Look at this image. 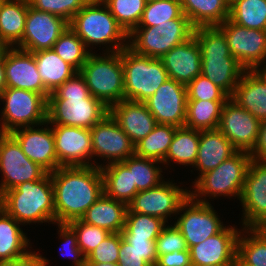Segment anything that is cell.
<instances>
[{
  "label": "cell",
  "instance_id": "cell-35",
  "mask_svg": "<svg viewBox=\"0 0 266 266\" xmlns=\"http://www.w3.org/2000/svg\"><path fill=\"white\" fill-rule=\"evenodd\" d=\"M241 230L236 259L244 266H266V233L261 228L243 227Z\"/></svg>",
  "mask_w": 266,
  "mask_h": 266
},
{
  "label": "cell",
  "instance_id": "cell-13",
  "mask_svg": "<svg viewBox=\"0 0 266 266\" xmlns=\"http://www.w3.org/2000/svg\"><path fill=\"white\" fill-rule=\"evenodd\" d=\"M217 27L224 33L231 55L245 70L266 65V30L248 29L230 19Z\"/></svg>",
  "mask_w": 266,
  "mask_h": 266
},
{
  "label": "cell",
  "instance_id": "cell-23",
  "mask_svg": "<svg viewBox=\"0 0 266 266\" xmlns=\"http://www.w3.org/2000/svg\"><path fill=\"white\" fill-rule=\"evenodd\" d=\"M4 65L7 87L37 92L48 99L50 92L41 81L32 53L10 47L4 55Z\"/></svg>",
  "mask_w": 266,
  "mask_h": 266
},
{
  "label": "cell",
  "instance_id": "cell-50",
  "mask_svg": "<svg viewBox=\"0 0 266 266\" xmlns=\"http://www.w3.org/2000/svg\"><path fill=\"white\" fill-rule=\"evenodd\" d=\"M57 225L59 228V238L63 239V244H61L60 246V253H62V255H65L63 254V252H65V257H70L73 260L72 262L74 266H85L86 258L82 254L77 244V235L74 230L68 224Z\"/></svg>",
  "mask_w": 266,
  "mask_h": 266
},
{
  "label": "cell",
  "instance_id": "cell-16",
  "mask_svg": "<svg viewBox=\"0 0 266 266\" xmlns=\"http://www.w3.org/2000/svg\"><path fill=\"white\" fill-rule=\"evenodd\" d=\"M68 26L64 18L28 6L23 38L15 47L30 53L52 49Z\"/></svg>",
  "mask_w": 266,
  "mask_h": 266
},
{
  "label": "cell",
  "instance_id": "cell-62",
  "mask_svg": "<svg viewBox=\"0 0 266 266\" xmlns=\"http://www.w3.org/2000/svg\"><path fill=\"white\" fill-rule=\"evenodd\" d=\"M5 0H0V9L2 7V5L4 4Z\"/></svg>",
  "mask_w": 266,
  "mask_h": 266
},
{
  "label": "cell",
  "instance_id": "cell-46",
  "mask_svg": "<svg viewBox=\"0 0 266 266\" xmlns=\"http://www.w3.org/2000/svg\"><path fill=\"white\" fill-rule=\"evenodd\" d=\"M188 100L227 101L230 96L210 79L200 74L187 85Z\"/></svg>",
  "mask_w": 266,
  "mask_h": 266
},
{
  "label": "cell",
  "instance_id": "cell-42",
  "mask_svg": "<svg viewBox=\"0 0 266 266\" xmlns=\"http://www.w3.org/2000/svg\"><path fill=\"white\" fill-rule=\"evenodd\" d=\"M176 18H187L183 14L180 0H150L146 3L137 27H155Z\"/></svg>",
  "mask_w": 266,
  "mask_h": 266
},
{
  "label": "cell",
  "instance_id": "cell-15",
  "mask_svg": "<svg viewBox=\"0 0 266 266\" xmlns=\"http://www.w3.org/2000/svg\"><path fill=\"white\" fill-rule=\"evenodd\" d=\"M55 151L61 167L96 166L93 158L90 129L65 125H52Z\"/></svg>",
  "mask_w": 266,
  "mask_h": 266
},
{
  "label": "cell",
  "instance_id": "cell-22",
  "mask_svg": "<svg viewBox=\"0 0 266 266\" xmlns=\"http://www.w3.org/2000/svg\"><path fill=\"white\" fill-rule=\"evenodd\" d=\"M240 229L227 226L221 232L192 246V265H234L237 255V240Z\"/></svg>",
  "mask_w": 266,
  "mask_h": 266
},
{
  "label": "cell",
  "instance_id": "cell-57",
  "mask_svg": "<svg viewBox=\"0 0 266 266\" xmlns=\"http://www.w3.org/2000/svg\"><path fill=\"white\" fill-rule=\"evenodd\" d=\"M10 47L7 45V43L1 38L0 36V56L5 55L6 51L9 49Z\"/></svg>",
  "mask_w": 266,
  "mask_h": 266
},
{
  "label": "cell",
  "instance_id": "cell-10",
  "mask_svg": "<svg viewBox=\"0 0 266 266\" xmlns=\"http://www.w3.org/2000/svg\"><path fill=\"white\" fill-rule=\"evenodd\" d=\"M0 100L4 104L0 118L4 133L23 127H40L47 121L48 99L40 93L6 87Z\"/></svg>",
  "mask_w": 266,
  "mask_h": 266
},
{
  "label": "cell",
  "instance_id": "cell-8",
  "mask_svg": "<svg viewBox=\"0 0 266 266\" xmlns=\"http://www.w3.org/2000/svg\"><path fill=\"white\" fill-rule=\"evenodd\" d=\"M125 99L144 102L169 78L160 58L135 53L128 46L121 50Z\"/></svg>",
  "mask_w": 266,
  "mask_h": 266
},
{
  "label": "cell",
  "instance_id": "cell-27",
  "mask_svg": "<svg viewBox=\"0 0 266 266\" xmlns=\"http://www.w3.org/2000/svg\"><path fill=\"white\" fill-rule=\"evenodd\" d=\"M238 150L219 130H201L198 154L194 168L199 171L197 179L206 172L217 168Z\"/></svg>",
  "mask_w": 266,
  "mask_h": 266
},
{
  "label": "cell",
  "instance_id": "cell-3",
  "mask_svg": "<svg viewBox=\"0 0 266 266\" xmlns=\"http://www.w3.org/2000/svg\"><path fill=\"white\" fill-rule=\"evenodd\" d=\"M193 35L201 50V74L231 97L245 69L231 55L224 33L217 26H201Z\"/></svg>",
  "mask_w": 266,
  "mask_h": 266
},
{
  "label": "cell",
  "instance_id": "cell-37",
  "mask_svg": "<svg viewBox=\"0 0 266 266\" xmlns=\"http://www.w3.org/2000/svg\"><path fill=\"white\" fill-rule=\"evenodd\" d=\"M175 131V126L157 124L146 137L135 145V155L163 162Z\"/></svg>",
  "mask_w": 266,
  "mask_h": 266
},
{
  "label": "cell",
  "instance_id": "cell-41",
  "mask_svg": "<svg viewBox=\"0 0 266 266\" xmlns=\"http://www.w3.org/2000/svg\"><path fill=\"white\" fill-rule=\"evenodd\" d=\"M166 225V222L158 217L127 212L122 236L155 241Z\"/></svg>",
  "mask_w": 266,
  "mask_h": 266
},
{
  "label": "cell",
  "instance_id": "cell-61",
  "mask_svg": "<svg viewBox=\"0 0 266 266\" xmlns=\"http://www.w3.org/2000/svg\"><path fill=\"white\" fill-rule=\"evenodd\" d=\"M261 229L266 233V223L261 227Z\"/></svg>",
  "mask_w": 266,
  "mask_h": 266
},
{
  "label": "cell",
  "instance_id": "cell-9",
  "mask_svg": "<svg viewBox=\"0 0 266 266\" xmlns=\"http://www.w3.org/2000/svg\"><path fill=\"white\" fill-rule=\"evenodd\" d=\"M194 29L188 18L172 19L155 27H136L128 35V47L137 54L161 58L191 38Z\"/></svg>",
  "mask_w": 266,
  "mask_h": 266
},
{
  "label": "cell",
  "instance_id": "cell-1",
  "mask_svg": "<svg viewBox=\"0 0 266 266\" xmlns=\"http://www.w3.org/2000/svg\"><path fill=\"white\" fill-rule=\"evenodd\" d=\"M50 174L54 189L55 224L81 219L104 193L100 167H59Z\"/></svg>",
  "mask_w": 266,
  "mask_h": 266
},
{
  "label": "cell",
  "instance_id": "cell-12",
  "mask_svg": "<svg viewBox=\"0 0 266 266\" xmlns=\"http://www.w3.org/2000/svg\"><path fill=\"white\" fill-rule=\"evenodd\" d=\"M216 213L211 203L196 201L190 195L182 203L177 213L180 216L174 224L181 231L189 249L226 227Z\"/></svg>",
  "mask_w": 266,
  "mask_h": 266
},
{
  "label": "cell",
  "instance_id": "cell-32",
  "mask_svg": "<svg viewBox=\"0 0 266 266\" xmlns=\"http://www.w3.org/2000/svg\"><path fill=\"white\" fill-rule=\"evenodd\" d=\"M45 88L52 93L77 71L62 60L52 49L32 53Z\"/></svg>",
  "mask_w": 266,
  "mask_h": 266
},
{
  "label": "cell",
  "instance_id": "cell-63",
  "mask_svg": "<svg viewBox=\"0 0 266 266\" xmlns=\"http://www.w3.org/2000/svg\"><path fill=\"white\" fill-rule=\"evenodd\" d=\"M4 134V131L2 130V128L0 127V137Z\"/></svg>",
  "mask_w": 266,
  "mask_h": 266
},
{
  "label": "cell",
  "instance_id": "cell-51",
  "mask_svg": "<svg viewBox=\"0 0 266 266\" xmlns=\"http://www.w3.org/2000/svg\"><path fill=\"white\" fill-rule=\"evenodd\" d=\"M155 266H192L190 250L166 253L157 258Z\"/></svg>",
  "mask_w": 266,
  "mask_h": 266
},
{
  "label": "cell",
  "instance_id": "cell-30",
  "mask_svg": "<svg viewBox=\"0 0 266 266\" xmlns=\"http://www.w3.org/2000/svg\"><path fill=\"white\" fill-rule=\"evenodd\" d=\"M183 14L196 27L217 26L229 18L227 0H180Z\"/></svg>",
  "mask_w": 266,
  "mask_h": 266
},
{
  "label": "cell",
  "instance_id": "cell-48",
  "mask_svg": "<svg viewBox=\"0 0 266 266\" xmlns=\"http://www.w3.org/2000/svg\"><path fill=\"white\" fill-rule=\"evenodd\" d=\"M157 258L156 251H138L123 238L121 233L118 261L120 266H155Z\"/></svg>",
  "mask_w": 266,
  "mask_h": 266
},
{
  "label": "cell",
  "instance_id": "cell-24",
  "mask_svg": "<svg viewBox=\"0 0 266 266\" xmlns=\"http://www.w3.org/2000/svg\"><path fill=\"white\" fill-rule=\"evenodd\" d=\"M160 59L168 77L186 86L201 74V50L194 35L173 47Z\"/></svg>",
  "mask_w": 266,
  "mask_h": 266
},
{
  "label": "cell",
  "instance_id": "cell-47",
  "mask_svg": "<svg viewBox=\"0 0 266 266\" xmlns=\"http://www.w3.org/2000/svg\"><path fill=\"white\" fill-rule=\"evenodd\" d=\"M121 247V233H110L99 245L86 257L85 262L117 263Z\"/></svg>",
  "mask_w": 266,
  "mask_h": 266
},
{
  "label": "cell",
  "instance_id": "cell-60",
  "mask_svg": "<svg viewBox=\"0 0 266 266\" xmlns=\"http://www.w3.org/2000/svg\"><path fill=\"white\" fill-rule=\"evenodd\" d=\"M260 70H261V71L265 74V76H266V65L263 66Z\"/></svg>",
  "mask_w": 266,
  "mask_h": 266
},
{
  "label": "cell",
  "instance_id": "cell-26",
  "mask_svg": "<svg viewBox=\"0 0 266 266\" xmlns=\"http://www.w3.org/2000/svg\"><path fill=\"white\" fill-rule=\"evenodd\" d=\"M260 122L266 119V76L260 70H244L230 97Z\"/></svg>",
  "mask_w": 266,
  "mask_h": 266
},
{
  "label": "cell",
  "instance_id": "cell-11",
  "mask_svg": "<svg viewBox=\"0 0 266 266\" xmlns=\"http://www.w3.org/2000/svg\"><path fill=\"white\" fill-rule=\"evenodd\" d=\"M0 196L7 190L27 181H39L48 172L40 165L31 161L22 151L20 144L10 134L0 137Z\"/></svg>",
  "mask_w": 266,
  "mask_h": 266
},
{
  "label": "cell",
  "instance_id": "cell-21",
  "mask_svg": "<svg viewBox=\"0 0 266 266\" xmlns=\"http://www.w3.org/2000/svg\"><path fill=\"white\" fill-rule=\"evenodd\" d=\"M46 125V127H45ZM46 121L41 128L23 127L12 131L10 134L20 144L24 154L33 162L40 165L48 173L61 167L55 151V139L51 124Z\"/></svg>",
  "mask_w": 266,
  "mask_h": 266
},
{
  "label": "cell",
  "instance_id": "cell-4",
  "mask_svg": "<svg viewBox=\"0 0 266 266\" xmlns=\"http://www.w3.org/2000/svg\"><path fill=\"white\" fill-rule=\"evenodd\" d=\"M0 207L20 224L55 223L54 189L51 174L27 181L0 196ZM27 223V224H26Z\"/></svg>",
  "mask_w": 266,
  "mask_h": 266
},
{
  "label": "cell",
  "instance_id": "cell-53",
  "mask_svg": "<svg viewBox=\"0 0 266 266\" xmlns=\"http://www.w3.org/2000/svg\"><path fill=\"white\" fill-rule=\"evenodd\" d=\"M250 156L254 161L266 162V119L260 123L258 138Z\"/></svg>",
  "mask_w": 266,
  "mask_h": 266
},
{
  "label": "cell",
  "instance_id": "cell-44",
  "mask_svg": "<svg viewBox=\"0 0 266 266\" xmlns=\"http://www.w3.org/2000/svg\"><path fill=\"white\" fill-rule=\"evenodd\" d=\"M68 225L77 235V244L86 258L109 234L107 230L85 223L81 219L73 220Z\"/></svg>",
  "mask_w": 266,
  "mask_h": 266
},
{
  "label": "cell",
  "instance_id": "cell-14",
  "mask_svg": "<svg viewBox=\"0 0 266 266\" xmlns=\"http://www.w3.org/2000/svg\"><path fill=\"white\" fill-rule=\"evenodd\" d=\"M190 190L183 189L171 181H162L158 186L139 191L128 204L127 212L158 217L168 223V217L177 215Z\"/></svg>",
  "mask_w": 266,
  "mask_h": 266
},
{
  "label": "cell",
  "instance_id": "cell-40",
  "mask_svg": "<svg viewBox=\"0 0 266 266\" xmlns=\"http://www.w3.org/2000/svg\"><path fill=\"white\" fill-rule=\"evenodd\" d=\"M52 50L66 63L72 66L77 72L81 70L92 53L84 42L68 26L52 47Z\"/></svg>",
  "mask_w": 266,
  "mask_h": 266
},
{
  "label": "cell",
  "instance_id": "cell-2",
  "mask_svg": "<svg viewBox=\"0 0 266 266\" xmlns=\"http://www.w3.org/2000/svg\"><path fill=\"white\" fill-rule=\"evenodd\" d=\"M107 114L109 108L90 94L85 79L79 72L48 97L47 121L51 125L91 129Z\"/></svg>",
  "mask_w": 266,
  "mask_h": 266
},
{
  "label": "cell",
  "instance_id": "cell-31",
  "mask_svg": "<svg viewBox=\"0 0 266 266\" xmlns=\"http://www.w3.org/2000/svg\"><path fill=\"white\" fill-rule=\"evenodd\" d=\"M100 168L104 193L128 205L138 192L136 184H133L132 172L122 162L101 164Z\"/></svg>",
  "mask_w": 266,
  "mask_h": 266
},
{
  "label": "cell",
  "instance_id": "cell-7",
  "mask_svg": "<svg viewBox=\"0 0 266 266\" xmlns=\"http://www.w3.org/2000/svg\"><path fill=\"white\" fill-rule=\"evenodd\" d=\"M103 51L100 55L92 52L79 73L85 79L90 94L110 108L125 99L124 70L121 51Z\"/></svg>",
  "mask_w": 266,
  "mask_h": 266
},
{
  "label": "cell",
  "instance_id": "cell-18",
  "mask_svg": "<svg viewBox=\"0 0 266 266\" xmlns=\"http://www.w3.org/2000/svg\"><path fill=\"white\" fill-rule=\"evenodd\" d=\"M93 158H105L107 164L122 162L135 155V145L120 128L116 120L107 114L91 129Z\"/></svg>",
  "mask_w": 266,
  "mask_h": 266
},
{
  "label": "cell",
  "instance_id": "cell-17",
  "mask_svg": "<svg viewBox=\"0 0 266 266\" xmlns=\"http://www.w3.org/2000/svg\"><path fill=\"white\" fill-rule=\"evenodd\" d=\"M187 100V86L168 78L144 104L157 124L183 127Z\"/></svg>",
  "mask_w": 266,
  "mask_h": 266
},
{
  "label": "cell",
  "instance_id": "cell-19",
  "mask_svg": "<svg viewBox=\"0 0 266 266\" xmlns=\"http://www.w3.org/2000/svg\"><path fill=\"white\" fill-rule=\"evenodd\" d=\"M240 203L242 227L261 228L266 223V162H250Z\"/></svg>",
  "mask_w": 266,
  "mask_h": 266
},
{
  "label": "cell",
  "instance_id": "cell-34",
  "mask_svg": "<svg viewBox=\"0 0 266 266\" xmlns=\"http://www.w3.org/2000/svg\"><path fill=\"white\" fill-rule=\"evenodd\" d=\"M199 139L200 130L185 126L176 127L172 142L162 162L164 167L167 168V165H170L169 163L174 162L183 166H192L193 168L198 154Z\"/></svg>",
  "mask_w": 266,
  "mask_h": 266
},
{
  "label": "cell",
  "instance_id": "cell-6",
  "mask_svg": "<svg viewBox=\"0 0 266 266\" xmlns=\"http://www.w3.org/2000/svg\"><path fill=\"white\" fill-rule=\"evenodd\" d=\"M252 158L249 152L237 151L217 168L195 179L190 196L196 201L209 203V197H237L240 200L248 167ZM195 189V190H194ZM207 196V197H206ZM204 198V199H202Z\"/></svg>",
  "mask_w": 266,
  "mask_h": 266
},
{
  "label": "cell",
  "instance_id": "cell-43",
  "mask_svg": "<svg viewBox=\"0 0 266 266\" xmlns=\"http://www.w3.org/2000/svg\"><path fill=\"white\" fill-rule=\"evenodd\" d=\"M129 35L139 24L147 0H102Z\"/></svg>",
  "mask_w": 266,
  "mask_h": 266
},
{
  "label": "cell",
  "instance_id": "cell-58",
  "mask_svg": "<svg viewBox=\"0 0 266 266\" xmlns=\"http://www.w3.org/2000/svg\"><path fill=\"white\" fill-rule=\"evenodd\" d=\"M192 266H234V265H192Z\"/></svg>",
  "mask_w": 266,
  "mask_h": 266
},
{
  "label": "cell",
  "instance_id": "cell-29",
  "mask_svg": "<svg viewBox=\"0 0 266 266\" xmlns=\"http://www.w3.org/2000/svg\"><path fill=\"white\" fill-rule=\"evenodd\" d=\"M20 224L0 207V263L21 258L28 254L30 240Z\"/></svg>",
  "mask_w": 266,
  "mask_h": 266
},
{
  "label": "cell",
  "instance_id": "cell-59",
  "mask_svg": "<svg viewBox=\"0 0 266 266\" xmlns=\"http://www.w3.org/2000/svg\"><path fill=\"white\" fill-rule=\"evenodd\" d=\"M234 266H244V265H242V264L236 259Z\"/></svg>",
  "mask_w": 266,
  "mask_h": 266
},
{
  "label": "cell",
  "instance_id": "cell-25",
  "mask_svg": "<svg viewBox=\"0 0 266 266\" xmlns=\"http://www.w3.org/2000/svg\"><path fill=\"white\" fill-rule=\"evenodd\" d=\"M109 113L134 145L146 137L157 125L144 102L123 99L112 105Z\"/></svg>",
  "mask_w": 266,
  "mask_h": 266
},
{
  "label": "cell",
  "instance_id": "cell-39",
  "mask_svg": "<svg viewBox=\"0 0 266 266\" xmlns=\"http://www.w3.org/2000/svg\"><path fill=\"white\" fill-rule=\"evenodd\" d=\"M122 163L132 172L138 192L154 188L164 181L162 167L158 165L162 163L160 161L133 155Z\"/></svg>",
  "mask_w": 266,
  "mask_h": 266
},
{
  "label": "cell",
  "instance_id": "cell-55",
  "mask_svg": "<svg viewBox=\"0 0 266 266\" xmlns=\"http://www.w3.org/2000/svg\"><path fill=\"white\" fill-rule=\"evenodd\" d=\"M6 78H5V65H4V55L0 56V94L6 88Z\"/></svg>",
  "mask_w": 266,
  "mask_h": 266
},
{
  "label": "cell",
  "instance_id": "cell-56",
  "mask_svg": "<svg viewBox=\"0 0 266 266\" xmlns=\"http://www.w3.org/2000/svg\"><path fill=\"white\" fill-rule=\"evenodd\" d=\"M85 266H120V264L117 263H96V262H85Z\"/></svg>",
  "mask_w": 266,
  "mask_h": 266
},
{
  "label": "cell",
  "instance_id": "cell-36",
  "mask_svg": "<svg viewBox=\"0 0 266 266\" xmlns=\"http://www.w3.org/2000/svg\"><path fill=\"white\" fill-rule=\"evenodd\" d=\"M226 101L187 100L185 127L196 130H215L219 127Z\"/></svg>",
  "mask_w": 266,
  "mask_h": 266
},
{
  "label": "cell",
  "instance_id": "cell-38",
  "mask_svg": "<svg viewBox=\"0 0 266 266\" xmlns=\"http://www.w3.org/2000/svg\"><path fill=\"white\" fill-rule=\"evenodd\" d=\"M228 19L248 29L266 30V0H233Z\"/></svg>",
  "mask_w": 266,
  "mask_h": 266
},
{
  "label": "cell",
  "instance_id": "cell-5",
  "mask_svg": "<svg viewBox=\"0 0 266 266\" xmlns=\"http://www.w3.org/2000/svg\"><path fill=\"white\" fill-rule=\"evenodd\" d=\"M69 27L87 49L93 45H107L106 53H115L128 46V34L102 0H89L74 15Z\"/></svg>",
  "mask_w": 266,
  "mask_h": 266
},
{
  "label": "cell",
  "instance_id": "cell-52",
  "mask_svg": "<svg viewBox=\"0 0 266 266\" xmlns=\"http://www.w3.org/2000/svg\"><path fill=\"white\" fill-rule=\"evenodd\" d=\"M48 259L35 251H30L25 256L0 263V266H48Z\"/></svg>",
  "mask_w": 266,
  "mask_h": 266
},
{
  "label": "cell",
  "instance_id": "cell-20",
  "mask_svg": "<svg viewBox=\"0 0 266 266\" xmlns=\"http://www.w3.org/2000/svg\"><path fill=\"white\" fill-rule=\"evenodd\" d=\"M260 121L229 98L223 105L218 129L238 151L251 152L256 144Z\"/></svg>",
  "mask_w": 266,
  "mask_h": 266
},
{
  "label": "cell",
  "instance_id": "cell-49",
  "mask_svg": "<svg viewBox=\"0 0 266 266\" xmlns=\"http://www.w3.org/2000/svg\"><path fill=\"white\" fill-rule=\"evenodd\" d=\"M157 256L177 251L188 250L186 241L181 231L175 224L165 226L155 240Z\"/></svg>",
  "mask_w": 266,
  "mask_h": 266
},
{
  "label": "cell",
  "instance_id": "cell-54",
  "mask_svg": "<svg viewBox=\"0 0 266 266\" xmlns=\"http://www.w3.org/2000/svg\"><path fill=\"white\" fill-rule=\"evenodd\" d=\"M138 251H156L155 241L149 239H134V237H123Z\"/></svg>",
  "mask_w": 266,
  "mask_h": 266
},
{
  "label": "cell",
  "instance_id": "cell-33",
  "mask_svg": "<svg viewBox=\"0 0 266 266\" xmlns=\"http://www.w3.org/2000/svg\"><path fill=\"white\" fill-rule=\"evenodd\" d=\"M28 6V0H5L0 9V36L9 47L23 38Z\"/></svg>",
  "mask_w": 266,
  "mask_h": 266
},
{
  "label": "cell",
  "instance_id": "cell-28",
  "mask_svg": "<svg viewBox=\"0 0 266 266\" xmlns=\"http://www.w3.org/2000/svg\"><path fill=\"white\" fill-rule=\"evenodd\" d=\"M128 205L108 197L105 193L91 205L82 221L89 225L98 226L110 233H122L125 227Z\"/></svg>",
  "mask_w": 266,
  "mask_h": 266
},
{
  "label": "cell",
  "instance_id": "cell-45",
  "mask_svg": "<svg viewBox=\"0 0 266 266\" xmlns=\"http://www.w3.org/2000/svg\"><path fill=\"white\" fill-rule=\"evenodd\" d=\"M89 0H28L29 6L41 11L58 15L70 22L74 15Z\"/></svg>",
  "mask_w": 266,
  "mask_h": 266
}]
</instances>
